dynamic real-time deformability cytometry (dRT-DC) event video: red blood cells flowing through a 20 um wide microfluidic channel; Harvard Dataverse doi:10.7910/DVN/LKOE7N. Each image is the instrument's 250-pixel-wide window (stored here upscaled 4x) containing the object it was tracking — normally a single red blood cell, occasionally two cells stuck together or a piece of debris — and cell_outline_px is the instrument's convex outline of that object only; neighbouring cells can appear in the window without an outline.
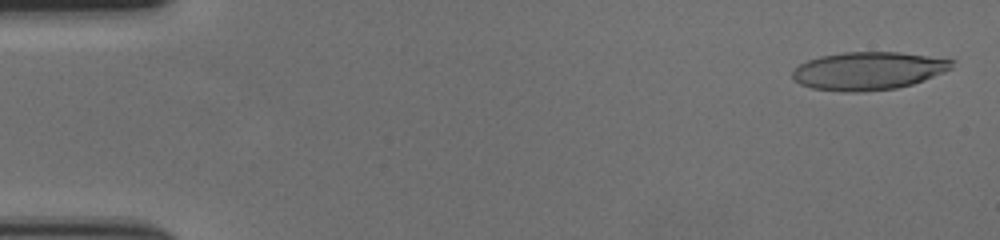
{"species": "human", "species_latin": "Homo sapiens", "temperature_condition": "cold", "stored_images_in_passage": 58, "camera_frame_rate_fps": 3000, "um_per_image_px": 0.085, "donor": {"sex": "female"}, "frame": {"image": 1, "passage_image": 2, "time_ms": 0.333, "image_size_px": [1000, 240], "cell_outline_px": [[956, 60], [952, 68], [944, 72], [924, 80], [912, 84], [896, 88], [860, 92], [844, 92], [812, 88], [800, 84], [792, 76], [792, 68], [808, 60], [820, 56], [844, 52], [900, 52]], "centroid_in_image_um": [73.8, 6.02], "position_along_channel_um": 11.2, "area_um2": 35.37}}
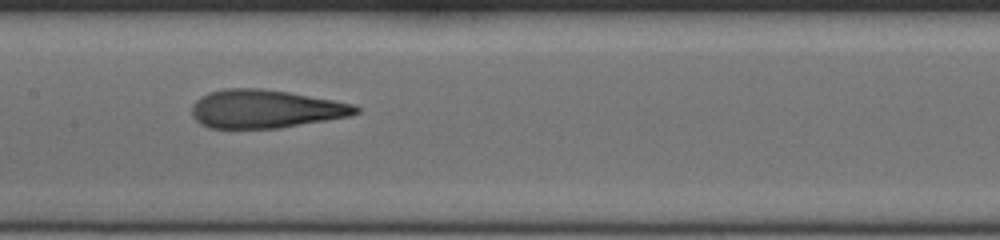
{"frame": {"image": 2, "passage_image": 29, "time_ms": 9.333, "image_size_px": [1000, 240], "cell_outline_px": [[360, 112], [352, 116], [280, 128], [208, 128], [200, 124], [192, 116], [192, 104], [200, 96], [208, 92], [224, 88], [260, 88], [288, 92], [356, 104], [360, 108]], "centroid_in_image_um": [22.56, 9.26], "position_along_channel_um": 184.8, "area_um2": 36.93}}
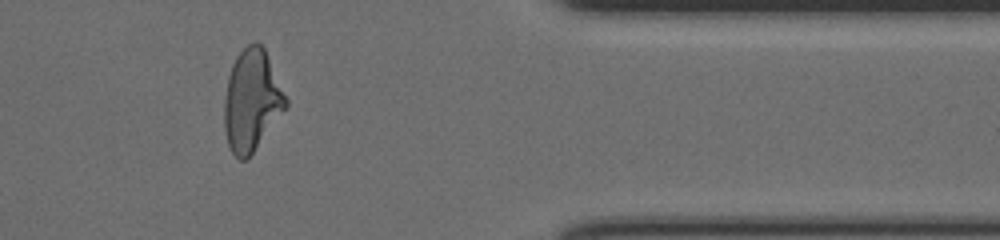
{"frame": {"image": 3, "passage_image": 48, "time_ms": 15.667, "image_size_px": [1000, 240], "cell_outline_px": [[288, 104], [252, 152], [244, 160], [240, 160], [232, 152], [228, 144], [224, 128], [224, 96], [228, 76], [232, 64], [236, 56], [248, 44], [256, 40], [264, 48], [288, 100]], "centroid_in_image_um": [21.37, 8.5], "position_along_channel_um": 390.0, "area_um2": 35.78}, "authors_computed_cell_mechanics": {"area_um2": 36.6741, "velocity_mm_per_s": 3.5712, "shape_relaxation_time_tau1_ms": 10.2371, "shape_relaxation_time_tau2_ms": 1.417, "deformation_change_tau1": 0.3056, "deformation_change_tau2": 0.1116}}